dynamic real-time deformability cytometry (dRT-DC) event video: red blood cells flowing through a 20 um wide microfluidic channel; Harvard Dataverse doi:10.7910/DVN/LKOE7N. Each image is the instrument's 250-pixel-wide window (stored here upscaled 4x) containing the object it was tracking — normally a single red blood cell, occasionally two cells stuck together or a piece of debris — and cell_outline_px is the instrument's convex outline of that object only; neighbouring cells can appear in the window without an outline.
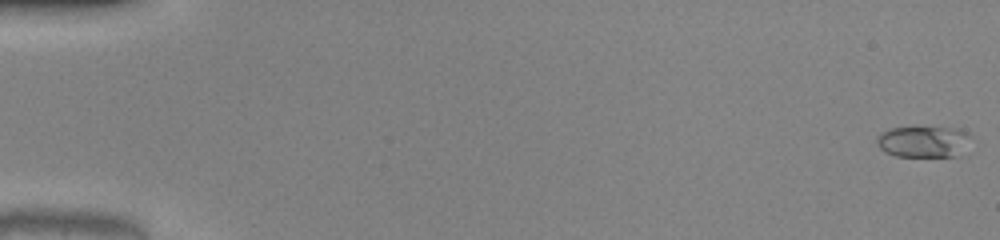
{"species": "common noctule bat (a hibernating species)", "species_latin": "Nyctalus noctula", "temperature_condition": "warm", "stored_images_in_passage": 52, "camera_frame_rate_fps": 3000, "um_per_image_px": 0.085, "animal": {"sex": "male", "body_mass_g": 20.0, "forearm_length_mm": 53.3}, "frame": {"image": 1, "passage_image": 1, "time_ms": 0.0, "image_size_px": [1000, 240], "cell_outline_px": [[968, 136], [960, 156], [896, 156], [880, 148], [876, 140], [876, 136], [880, 132], [892, 128], [916, 124], [960, 128]], "centroid_in_image_um": [78.43, 11.97], "position_along_channel_um": 6.6, "area_um2": 17.63}}
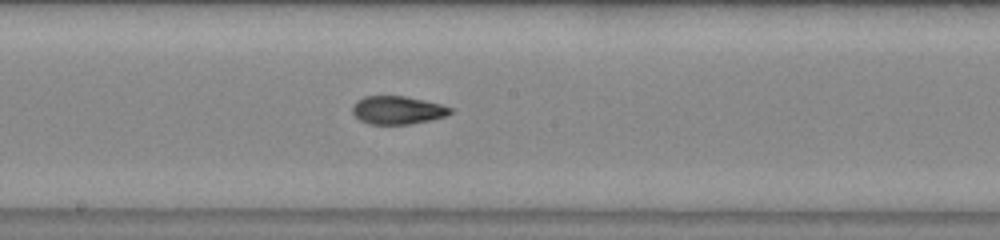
{"frame": {"image": 2, "passage_image": 29, "time_ms": 9.333, "image_size_px": [1000, 240], "cell_outline_px": [[452, 112], [444, 116], [432, 120], [408, 124], [368, 124], [360, 120], [352, 112], [352, 108], [356, 100], [364, 96], [404, 96], [424, 100], [440, 104], [452, 108]], "centroid_in_image_um": [33.77, 9.36], "position_along_channel_um": 214.4, "area_um2": 16.01}}
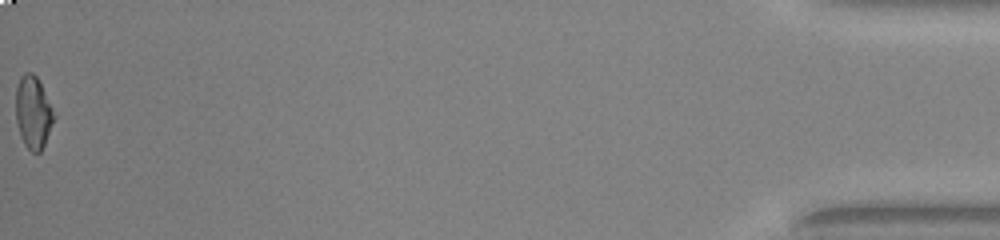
{"frame": {"image": 3, "passage_image": 52, "time_ms": 17.0, "image_size_px": [1000, 240], "cell_outline_px": [[56, 116], [44, 144], [40, 152], [32, 152], [24, 144], [20, 136], [16, 120], [16, 88], [20, 76], [24, 72], [32, 72], [36, 76]], "centroid_in_image_um": [2.8, 9.55], "position_along_channel_um": 432.4, "area_um2": 15.95}, "authors_computed_cell_mechanics": {"area_um2": 16.2418, "velocity_mm_per_s": 4.0996, "shape_relaxation_time_tau1_ms": null, "shape_relaxation_time_tau2_ms": 1.9627, "deformation_change_tau1": null, "deformation_change_tau2": 0.0789}}